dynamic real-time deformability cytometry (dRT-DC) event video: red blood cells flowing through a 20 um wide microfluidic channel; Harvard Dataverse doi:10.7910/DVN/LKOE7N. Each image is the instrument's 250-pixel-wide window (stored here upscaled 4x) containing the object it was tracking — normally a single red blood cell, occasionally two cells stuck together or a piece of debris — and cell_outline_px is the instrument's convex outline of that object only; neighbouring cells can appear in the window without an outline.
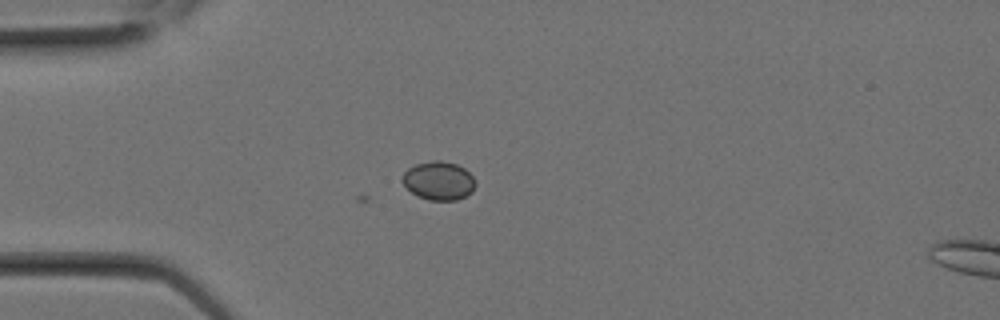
{"species": "Egyptian fruit bat (a non-hibernating species)", "species_latin": "Rousettus aegyptiacus", "temperature_condition": "room temperature", "stored_images_in_passage": 3, "camera_frame_rate_fps": 3000, "um_per_image_px": 0.085, "animal": {"sex": "female"}, "frame": {"image": 1, "passage_image": 2, "time_ms": 0.333, "image_size_px": [1000, 320], "cell_outline_px": [[476, 184], [472, 192], [456, 200], [428, 200], [416, 196], [404, 184], [404, 172], [408, 168], [416, 164], [432, 160], [440, 160], [456, 164], [464, 168], [472, 176]], "centroid_in_image_um": [37.3, 15.36], "position_along_channel_um": 47.7, "area_um2": 16.24}}